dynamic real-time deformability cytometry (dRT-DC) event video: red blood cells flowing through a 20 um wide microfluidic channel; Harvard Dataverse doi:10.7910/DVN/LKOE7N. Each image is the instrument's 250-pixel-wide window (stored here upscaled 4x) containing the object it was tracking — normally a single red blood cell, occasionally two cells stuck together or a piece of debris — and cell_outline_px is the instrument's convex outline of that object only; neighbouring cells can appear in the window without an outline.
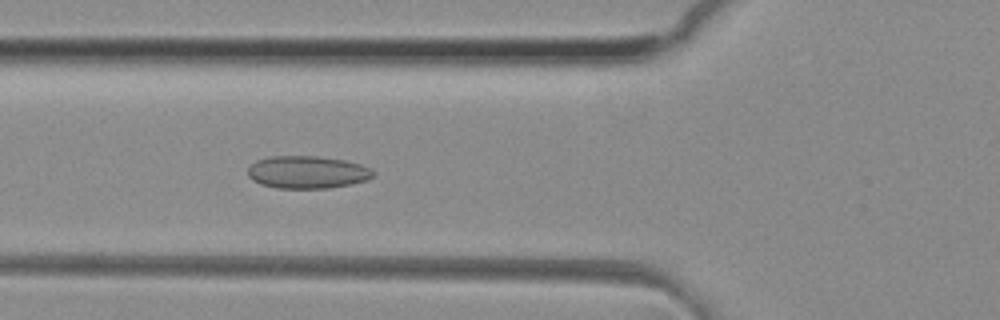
{"species": "common noctule bat (a hibernating species)", "species_latin": "Nyctalus noctula", "temperature_condition": "room temperature", "stored_images_in_passage": 32, "camera_frame_rate_fps": 3000, "um_per_image_px": 0.085, "animal": {"sex": "female", "body_mass_g": 29.2, "forearm_length_mm": 56.3}, "frame": {"image": 1, "passage_image": 6, "time_ms": 1.667, "image_size_px": [1000, 320], "cell_outline_px": [[376, 176], [368, 180], [352, 184], [328, 188], [276, 188], [260, 184], [252, 180], [248, 176], [248, 168], [256, 160], [272, 156], [316, 156], [344, 160], [360, 164], [372, 168], [376, 172]], "centroid_in_image_um": [26.16, 14.64], "position_along_channel_um": 99.6, "area_um2": 24.04}}
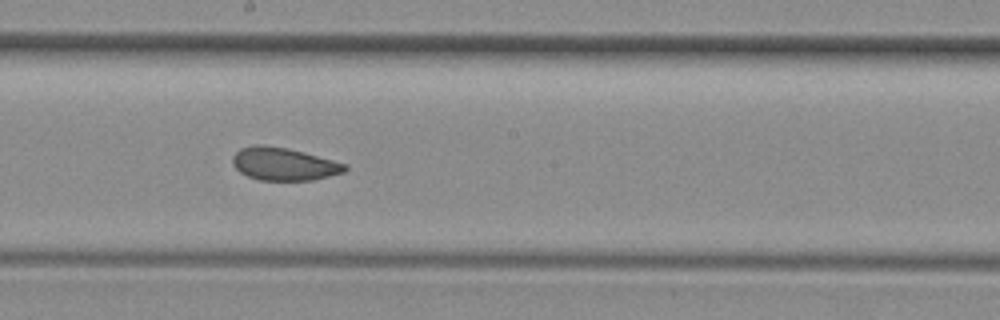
{"frame": {"image": 2, "passage_image": 15, "time_ms": 4.667, "image_size_px": [1000, 320], "cell_outline_px": [[348, 168], [344, 172], [312, 180], [260, 180], [248, 176], [240, 172], [232, 164], [232, 156], [240, 148], [256, 144], [260, 144], [288, 148], [304, 152], [348, 164]], "centroid_in_image_um": [24.12, 13.93], "position_along_channel_um": 224.1, "area_um2": 21.5}}
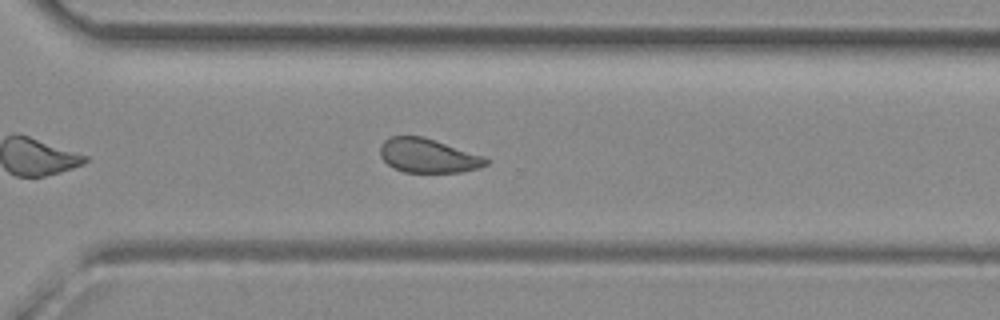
{"frame": {"image": 3, "passage_image": 23, "time_ms": 7.333, "image_size_px": [1000, 320], "cell_outline_px": [[488, 164], [480, 168], [460, 172], [404, 172], [392, 168], [380, 156], [380, 144], [384, 140], [392, 136], [424, 136], [488, 156]], "centroid_in_image_um": [36.43, 13.22], "position_along_channel_um": 334.2, "area_um2": 21.5}, "authors_computed_cell_mechanics": {"area_um2": 21.9062, "velocity_mm_per_s": 4.1375, "shape_relaxation_time_tau1_ms": null, "shape_relaxation_time_tau2_ms": 1.5842, "deformation_change_tau1": null, "deformation_change_tau2": 0.0754}}